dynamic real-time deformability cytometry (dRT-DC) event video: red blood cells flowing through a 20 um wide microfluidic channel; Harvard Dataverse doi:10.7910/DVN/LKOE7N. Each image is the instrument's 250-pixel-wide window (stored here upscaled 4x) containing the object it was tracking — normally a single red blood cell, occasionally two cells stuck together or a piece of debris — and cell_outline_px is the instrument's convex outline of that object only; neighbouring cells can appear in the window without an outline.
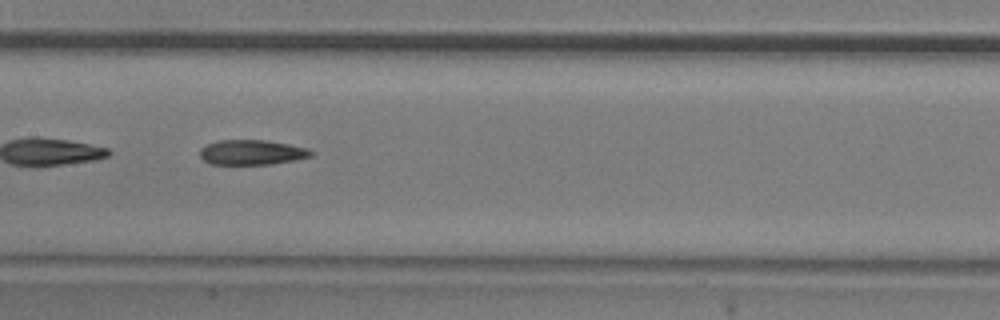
{"species": "common noctule bat (a hibernating species)", "species_latin": "Nyctalus noctula", "temperature_condition": "room temperature", "stored_images_in_passage": 37, "camera_frame_rate_fps": 3000, "um_per_image_px": 0.085, "animal": {"sex": "male", "body_mass_g": 20.5, "forearm_length_mm": 52.5}, "frame": {"image": 1, "passage_image": 11, "time_ms": 3.333, "image_size_px": [1000, 320], "cell_outline_px": [[312, 156], [296, 160], [272, 164], [208, 164], [200, 156], [200, 148], [204, 144], [220, 140], [268, 140], [308, 148], [312, 152]], "centroid_in_image_um": [21.38, 12.94], "position_along_channel_um": 186.0, "area_um2": 16.3}}
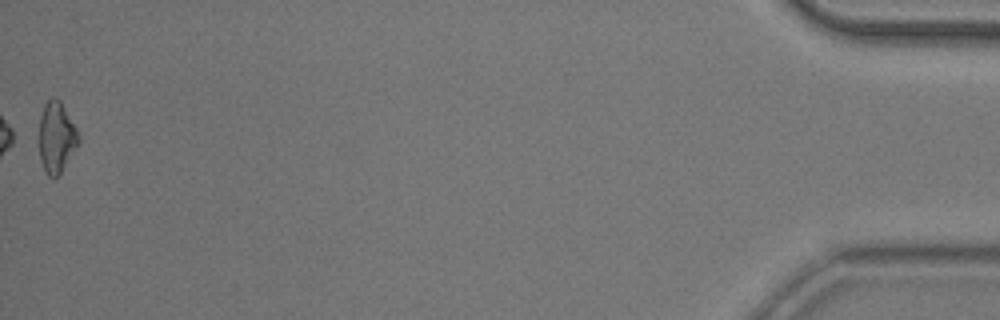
{"frame": {"image": 2, "passage_image": 37, "time_ms": 12.0, "image_size_px": [1000, 320], "cell_outline_px": [[80, 140], [60, 172], [56, 176], [48, 176], [40, 160], [36, 140], [40, 116], [44, 104], [52, 96], [60, 100], [76, 128], [80, 136]], "centroid_in_image_um": [4.73, 11.63], "position_along_channel_um": 430.5, "area_um2": 16.47}, "authors_computed_cell_mechanics": {"area_um2": 16.4152, "velocity_mm_per_s": 3.9549, "shape_relaxation_time_tau1_ms": null, "shape_relaxation_time_tau2_ms": 8.5171, "deformation_change_tau1": null, "deformation_change_tau2": 0.2095}}